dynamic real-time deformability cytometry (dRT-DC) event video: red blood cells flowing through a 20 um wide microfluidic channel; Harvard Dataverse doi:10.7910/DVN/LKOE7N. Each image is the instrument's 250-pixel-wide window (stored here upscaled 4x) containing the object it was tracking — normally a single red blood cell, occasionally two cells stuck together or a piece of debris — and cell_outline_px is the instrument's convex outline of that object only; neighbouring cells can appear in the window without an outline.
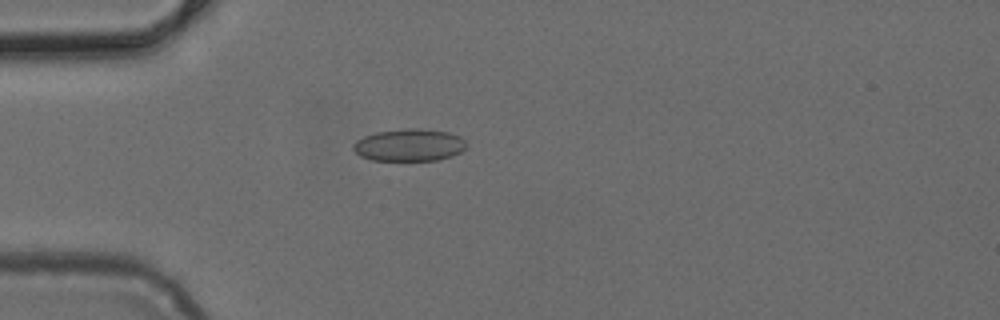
{"species": "common noctule bat (a hibernating species)", "species_latin": "Nyctalus noctula", "temperature_condition": "cold", "stored_images_in_passage": 37, "camera_frame_rate_fps": 3000, "um_per_image_px": 0.085, "animal": {"sex": "female", "body_mass_g": 24.6, "forearm_length_mm": 56.2}, "frame": {"image": 1, "passage_image": 1, "time_ms": 0.0, "image_size_px": [1000, 320], "cell_outline_px": [[468, 144], [460, 152], [452, 156], [436, 160], [372, 160], [360, 156], [352, 148], [352, 144], [356, 140], [364, 136], [376, 132], [404, 128], [420, 128], [448, 132], [460, 136]], "centroid_in_image_um": [34.78, 12.32], "position_along_channel_um": 50.2, "area_um2": 21.39}}
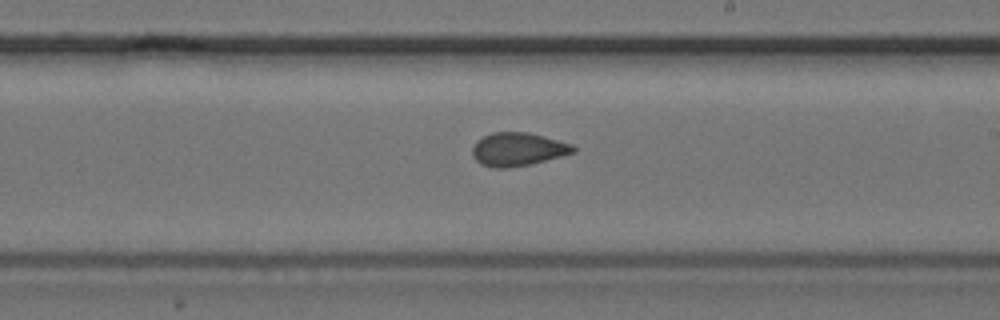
{"frame": {"image": 2, "passage_image": 16, "time_ms": 5.0, "image_size_px": [1000, 320], "cell_outline_px": [[576, 152], [532, 164], [508, 168], [492, 168], [480, 164], [472, 156], [472, 148], [476, 140], [492, 132], [528, 132], [544, 136], [572, 144], [576, 148]], "centroid_in_image_um": [44.0, 12.69], "position_along_channel_um": 245.0, "area_um2": 19.83}}
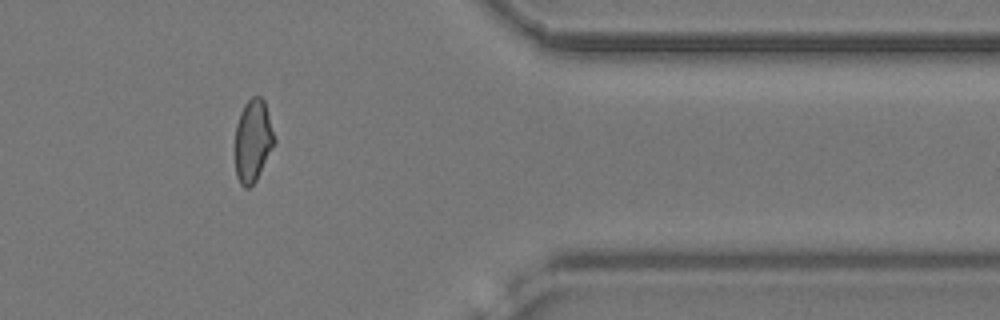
{"frame": {"image": 3, "passage_image": 28, "time_ms": 9.0, "image_size_px": [1000, 320], "cell_outline_px": [[276, 144], [256, 180], [248, 188], [244, 188], [240, 184], [236, 176], [236, 124], [240, 112], [244, 104], [252, 96], [260, 96], [264, 100], [276, 140]], "centroid_in_image_um": [21.51, 11.96], "position_along_channel_um": 389.9, "area_um2": 18.96}}